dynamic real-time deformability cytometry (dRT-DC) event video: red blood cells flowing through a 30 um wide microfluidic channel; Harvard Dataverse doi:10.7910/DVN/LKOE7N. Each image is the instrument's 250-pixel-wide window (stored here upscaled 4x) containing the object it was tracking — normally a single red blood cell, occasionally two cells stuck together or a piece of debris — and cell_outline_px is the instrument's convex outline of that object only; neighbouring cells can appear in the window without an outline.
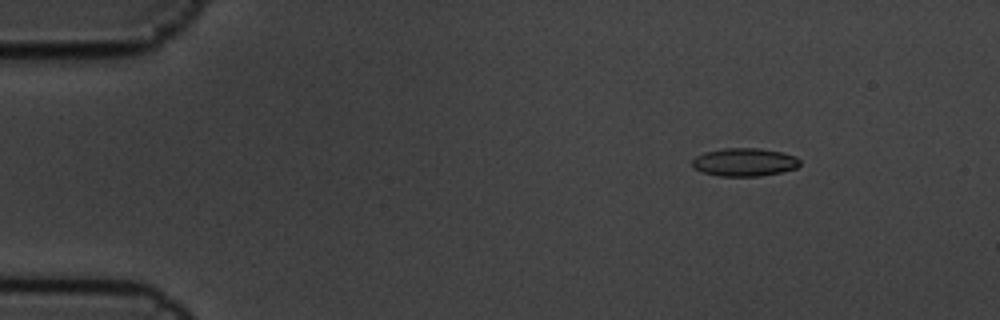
{"species": "common noctule bat (a hibernating species)", "species_latin": "Nyctalus noctula", "temperature_condition": "cold", "stored_images_in_passage": 16, "camera_frame_rate_fps": 3000, "um_per_image_px": 0.085, "animal": {"sex": "male", "body_mass_g": 19.5, "forearm_length_mm": 54.6}, "frame": {"image": 1, "passage_image": 3, "time_ms": 0.667, "image_size_px": [1000, 320], "cell_outline_px": [[800, 164], [796, 168], [784, 172], [760, 176], [720, 176], [704, 172], [692, 168], [692, 160], [696, 156], [704, 152], [724, 148], [760, 148], [784, 152], [796, 156], [800, 160]], "centroid_in_image_um": [63.3, 13.78], "position_along_channel_um": 21.7, "area_um2": 17.86}}
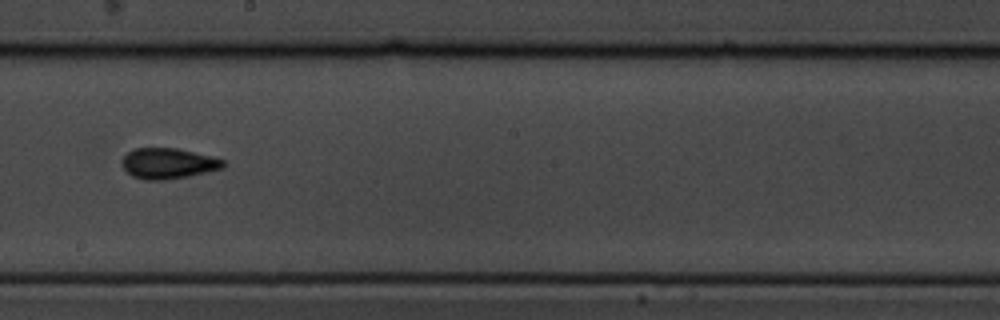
{"frame": {"image": 2, "passage_image": 10, "time_ms": 3.0, "image_size_px": [1000, 320], "cell_outline_px": [[224, 168], [188, 176], [164, 180], [144, 180], [132, 176], [120, 164], [120, 160], [132, 148], [176, 148], [224, 160]], "centroid_in_image_um": [14.23, 13.89], "position_along_channel_um": 234.0, "area_um2": 17.98}}
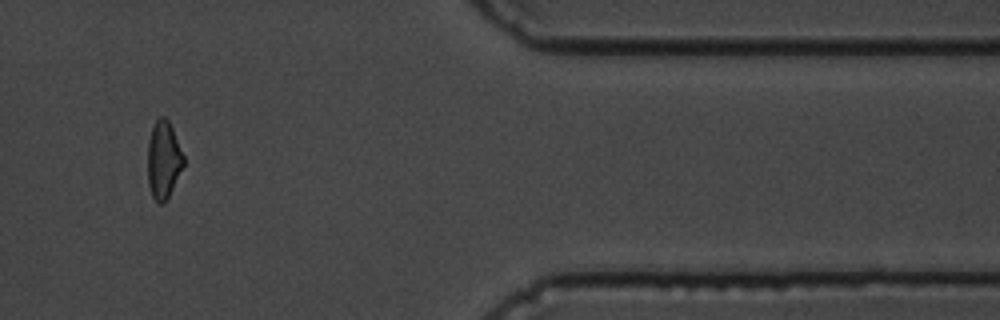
{"frame": {"image": 3, "passage_image": 15, "time_ms": 4.667, "image_size_px": [1000, 320], "cell_outline_px": [[184, 164], [164, 204], [160, 204], [152, 196], [148, 184], [148, 140], [152, 128], [156, 120], [160, 116], [164, 116], [168, 120], [172, 128], [184, 156]], "centroid_in_image_um": [13.89, 13.58], "position_along_channel_um": 397.5, "area_um2": 16.01}}